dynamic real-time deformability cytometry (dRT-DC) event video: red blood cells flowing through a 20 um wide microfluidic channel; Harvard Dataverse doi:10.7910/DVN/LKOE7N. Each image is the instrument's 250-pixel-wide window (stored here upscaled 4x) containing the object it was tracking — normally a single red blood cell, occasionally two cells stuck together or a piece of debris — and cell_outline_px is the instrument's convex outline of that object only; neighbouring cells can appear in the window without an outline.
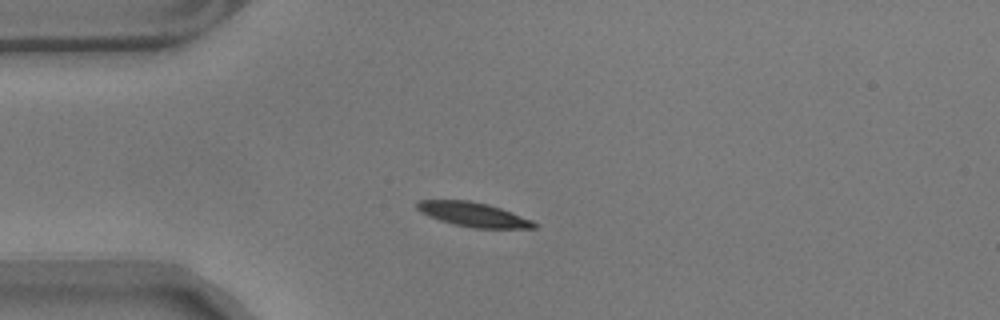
{"species": "common noctule bat (a hibernating species)", "species_latin": "Nyctalus noctula", "temperature_condition": "warm", "stored_images_in_passage": 44, "camera_frame_rate_fps": 3000, "um_per_image_px": 0.085, "animal": {"sex": "male", "body_mass_g": 17.9}, "frame": {"image": 1, "passage_image": 1, "time_ms": 0.0, "image_size_px": [1000, 320], "cell_outline_px": [[536, 228], [472, 228], [452, 224], [428, 216], [420, 212], [416, 208], [416, 204], [420, 200], [468, 200], [488, 204], [500, 208], [532, 220], [536, 224]], "centroid_in_image_um": [40.2, 18.23], "position_along_channel_um": 44.8, "area_um2": 16.53}}
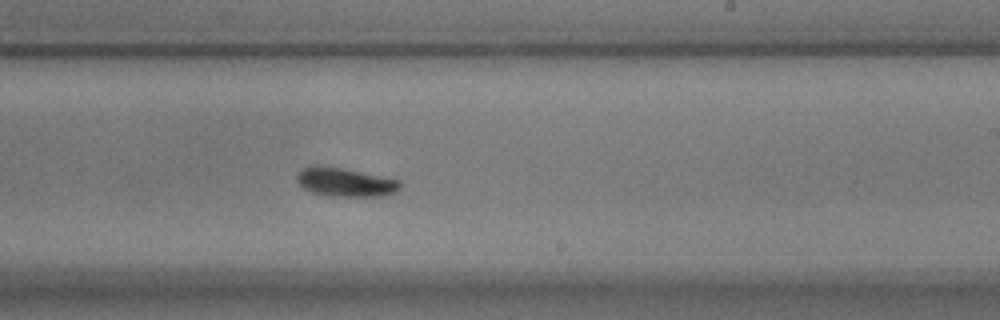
{"frame": {"image": 2, "passage_image": 21, "time_ms": 6.667, "image_size_px": [1000, 320], "cell_outline_px": [[400, 188], [396, 192], [384, 196], [328, 196], [312, 192], [304, 188], [296, 180], [296, 176], [304, 168], [312, 164], [340, 168], [400, 180]], "centroid_in_image_um": [29.34, 15.49], "position_along_channel_um": 259.7, "area_um2": 17.11}}
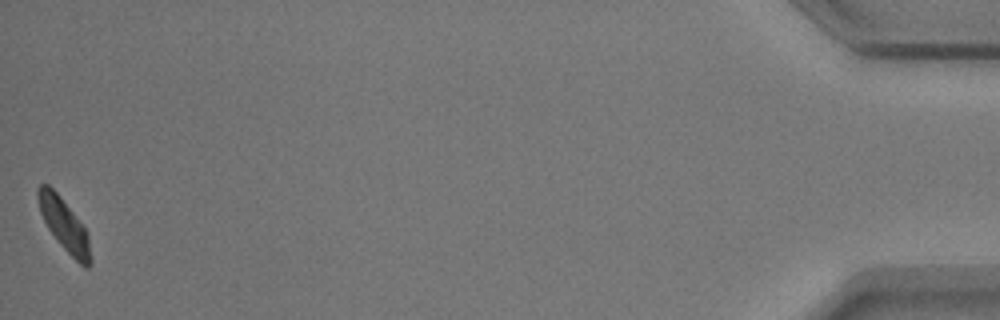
{"frame": {"image": 3, "passage_image": 44, "time_ms": 14.333, "image_size_px": [1000, 320], "cell_outline_px": [[92, 264], [88, 268], [84, 268], [60, 244], [48, 228], [40, 212], [36, 196], [36, 188], [40, 184], [48, 184], [56, 192], [88, 232], [92, 260]], "centroid_in_image_um": [5.46, 19.13], "position_along_channel_um": 429.7, "area_um2": 15.9}, "authors_computed_cell_mechanics": {"area_um2": 16.9354, "velocity_mm_per_s": 3.4806, "shape_relaxation_time_tau1_ms": null, "shape_relaxation_time_tau2_ms": 6.9572, "deformation_change_tau1": null, "deformation_change_tau2": 0.1078}}